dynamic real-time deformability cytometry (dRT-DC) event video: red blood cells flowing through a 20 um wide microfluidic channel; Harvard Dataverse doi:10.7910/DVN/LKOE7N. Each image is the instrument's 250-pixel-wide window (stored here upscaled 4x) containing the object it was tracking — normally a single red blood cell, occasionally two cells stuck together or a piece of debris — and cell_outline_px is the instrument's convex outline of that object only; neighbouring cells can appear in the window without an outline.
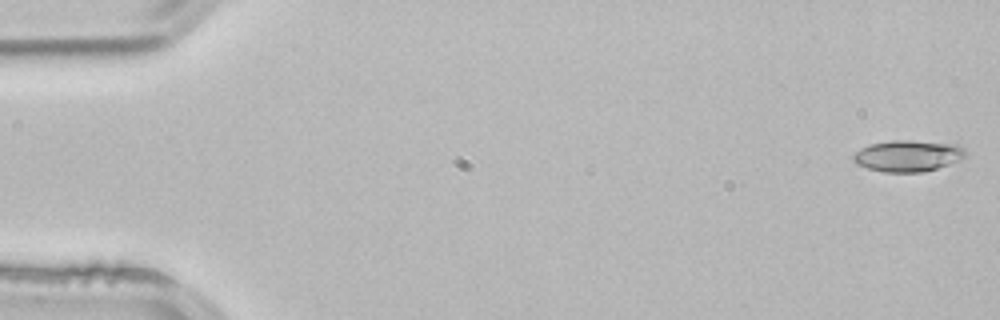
{"species": "common noctule bat (a hibernating species)", "species_latin": "Nyctalus noctula", "temperature_condition": "room temperature", "stored_images_in_passage": 4, "camera_frame_rate_fps": 3000, "um_per_image_px": 0.085, "animal": {"sex": "male", "body_mass_g": 21.5, "forearm_length_mm": 52.0}, "frame": {"image": 1, "passage_image": 1, "time_ms": 0.0, "image_size_px": [1000, 320], "cell_outline_px": [[964, 156], [948, 164], [936, 168], [920, 172], [884, 172], [868, 168], [856, 164], [852, 160], [852, 156], [860, 148], [872, 144], [892, 140], [908, 140], [956, 144], [964, 148]], "centroid_in_image_um": [77.11, 13.24], "position_along_channel_um": 7.9, "area_um2": 20.17}}
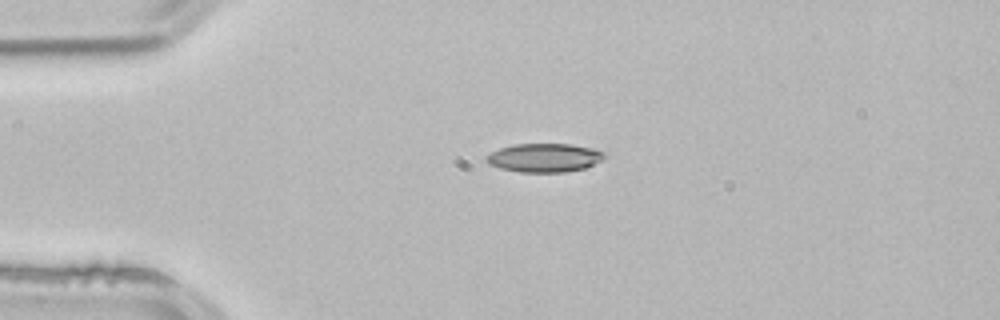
{"frame": {"image": 2, "passage_image": 3, "time_ms": 0.667, "image_size_px": [1000, 320], "cell_outline_px": [[604, 156], [600, 160], [584, 168], [564, 172], [520, 172], [500, 168], [488, 164], [484, 160], [484, 156], [500, 148], [512, 144], [572, 144], [596, 148], [604, 152]], "centroid_in_image_um": [46.23, 13.4], "position_along_channel_um": 38.8, "area_um2": 19.77}}
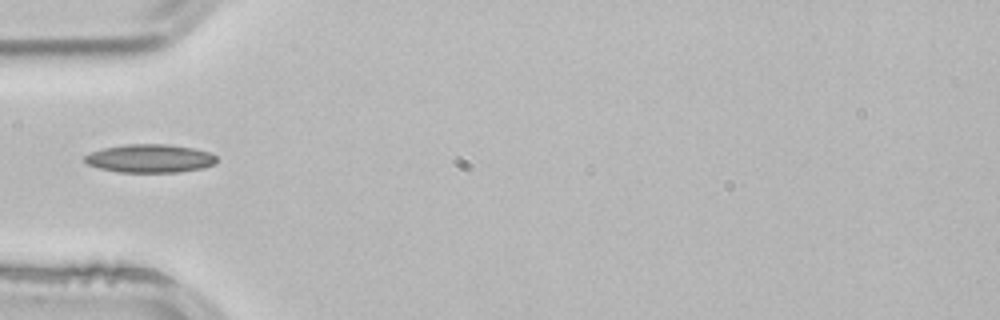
{"frame": {"image": 3, "passage_image": 4, "time_ms": 1.0, "image_size_px": [1000, 320], "cell_outline_px": [[216, 164], [204, 168], [180, 172], [120, 172], [100, 168], [88, 164], [84, 160], [84, 156], [92, 152], [104, 148], [128, 144], [168, 144], [192, 148], [212, 152], [216, 156]], "centroid_in_image_um": [12.8, 13.47], "position_along_channel_um": 72.2, "area_um2": 21.79}}